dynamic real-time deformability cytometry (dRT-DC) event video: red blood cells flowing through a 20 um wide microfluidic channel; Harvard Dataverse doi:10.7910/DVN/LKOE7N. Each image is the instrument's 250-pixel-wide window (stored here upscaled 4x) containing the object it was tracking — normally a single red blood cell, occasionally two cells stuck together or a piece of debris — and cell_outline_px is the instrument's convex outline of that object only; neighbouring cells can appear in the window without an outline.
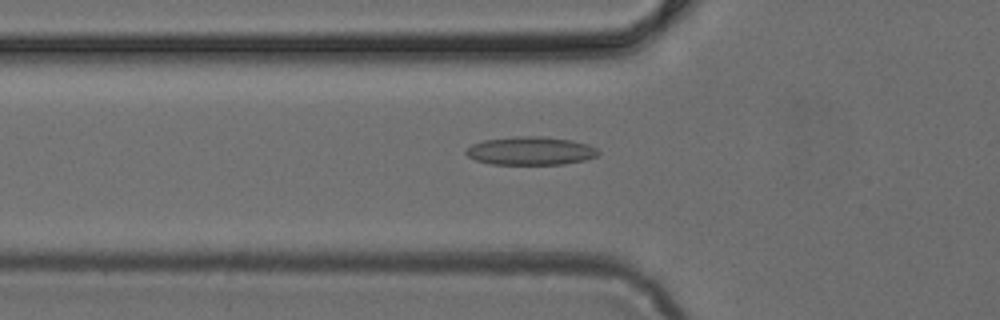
{"species": "common noctule bat (a hibernating species)", "species_latin": "Nyctalus noctula", "temperature_condition": "cold", "stored_images_in_passage": 28, "camera_frame_rate_fps": 3000, "um_per_image_px": 0.085, "animal": {"sex": "female", "body_mass_g": 24.6, "forearm_length_mm": 56.2}, "frame": {"image": 1, "passage_image": 9, "time_ms": 2.667, "image_size_px": [1000, 320], "cell_outline_px": [[600, 152], [596, 156], [584, 160], [564, 164], [492, 164], [476, 160], [468, 156], [464, 152], [472, 144], [484, 140], [516, 136], [540, 136], [572, 140], [588, 144], [596, 148]], "centroid_in_image_um": [45.1, 12.82], "position_along_channel_um": 80.7, "area_um2": 21.73}}
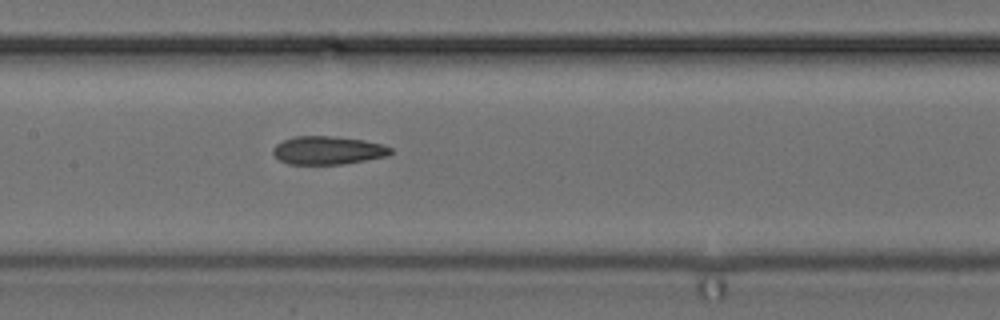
{"frame": {"image": 2, "passage_image": 16, "time_ms": 5.0, "image_size_px": [1000, 320], "cell_outline_px": [[392, 152], [388, 156], [344, 164], [288, 164], [280, 160], [272, 152], [272, 148], [276, 144], [284, 140], [296, 136], [336, 136], [364, 140], [384, 144], [392, 148]], "centroid_in_image_um": [27.9, 12.77], "position_along_channel_um": 179.5, "area_um2": 19.48}}
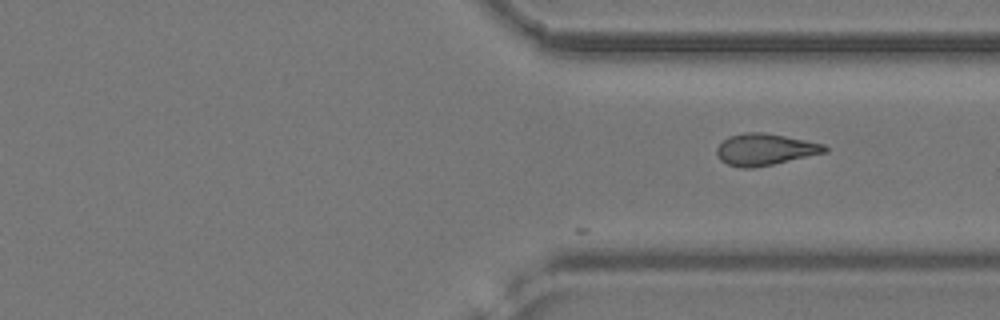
{"frame": {"image": 3, "passage_image": 28, "time_ms": 9.0, "image_size_px": [1000, 320], "cell_outline_px": [[828, 152], [772, 164], [752, 168], [740, 168], [728, 164], [720, 160], [716, 152], [716, 148], [728, 136], [744, 132], [764, 132], [824, 144], [828, 148]], "centroid_in_image_um": [65.01, 12.7], "position_along_channel_um": 346.4, "area_um2": 19.83}}